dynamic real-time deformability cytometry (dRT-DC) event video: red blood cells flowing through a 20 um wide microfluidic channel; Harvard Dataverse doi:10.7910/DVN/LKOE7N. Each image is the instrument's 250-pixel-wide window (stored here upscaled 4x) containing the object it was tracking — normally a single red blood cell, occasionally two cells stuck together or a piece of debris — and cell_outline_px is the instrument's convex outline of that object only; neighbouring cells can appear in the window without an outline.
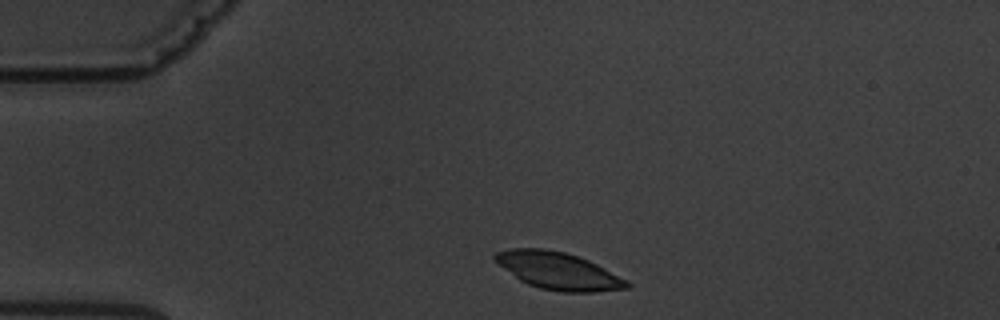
{"species": "common noctule bat (a hibernating species)", "species_latin": "Nyctalus noctula", "temperature_condition": "warm", "stored_images_in_passage": 2, "camera_frame_rate_fps": 3000, "um_per_image_px": 0.085, "animal": {"sex": "male", "body_mass_g": 19.5, "forearm_length_mm": 54.6}, "frame": {"image": 1, "passage_image": 1, "time_ms": 0.0, "image_size_px": [1000, 320], "cell_outline_px": [[632, 284], [628, 288], [596, 292], [564, 292], [540, 288], [528, 284], [520, 280], [492, 260], [492, 256], [496, 252], [508, 248], [548, 248], [564, 252], [588, 260], [628, 280]], "centroid_in_image_um": [47.43, 23.01], "position_along_channel_um": 37.6, "area_um2": 28.67}}